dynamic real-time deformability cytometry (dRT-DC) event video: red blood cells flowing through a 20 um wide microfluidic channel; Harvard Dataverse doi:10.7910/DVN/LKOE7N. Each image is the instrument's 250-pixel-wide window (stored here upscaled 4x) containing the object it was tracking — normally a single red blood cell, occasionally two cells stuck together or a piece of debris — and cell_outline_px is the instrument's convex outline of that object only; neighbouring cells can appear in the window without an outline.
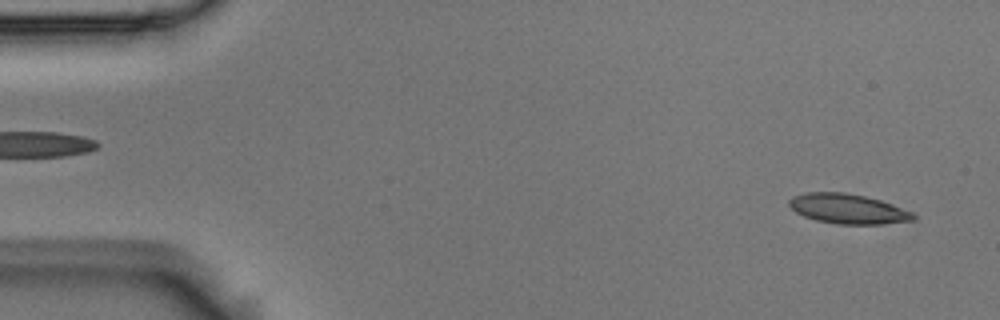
{"species": "Egyptian fruit bat (a non-hibernating species)", "species_latin": "Rousettus aegyptiacus", "temperature_condition": "room temperature", "stored_images_in_passage": 53, "camera_frame_rate_fps": 3000, "um_per_image_px": 0.085, "animal": {"sex": "male"}, "frame": {"image": 1, "passage_image": 2, "time_ms": 0.333, "image_size_px": [1000, 320], "cell_outline_px": [[916, 216], [912, 220], [884, 224], [836, 224], [816, 220], [804, 216], [796, 212], [788, 204], [788, 200], [792, 196], [804, 192], [844, 192], [864, 196], [880, 200], [892, 204], [912, 212]], "centroid_in_image_um": [72.04, 17.74], "position_along_channel_um": 13.0, "area_um2": 21.56}}
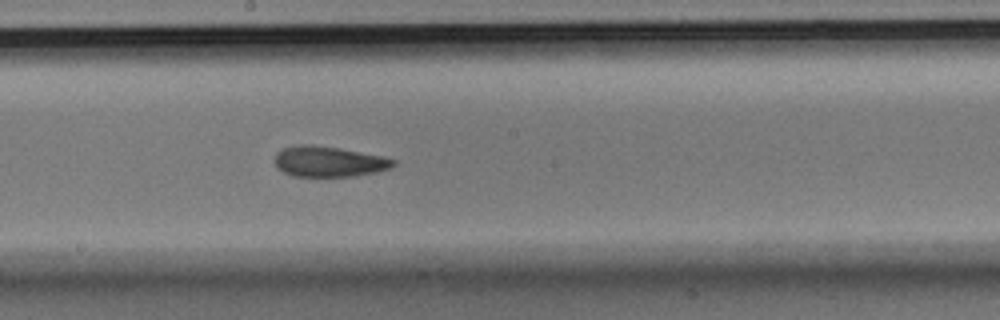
{"frame": {"image": 2, "passage_image": 28, "time_ms": 9.0, "image_size_px": [1000, 320], "cell_outline_px": [[396, 164], [392, 168], [376, 172], [356, 176], [292, 176], [276, 168], [276, 152], [284, 148], [300, 144], [312, 144], [340, 148], [384, 156], [396, 160]], "centroid_in_image_um": [27.99, 13.73], "position_along_channel_um": 220.2, "area_um2": 21.27}}
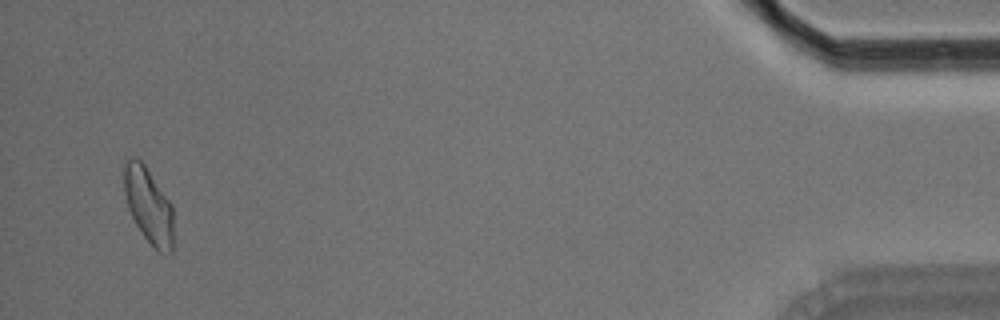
{"frame": {"image": 3, "passage_image": 51, "time_ms": 16.667, "image_size_px": [1000, 320], "cell_outline_px": [[172, 252], [160, 252], [144, 236], [136, 224], [128, 208], [124, 192], [124, 160], [132, 156], [136, 156], [144, 164], [172, 204]], "centroid_in_image_um": [12.6, 17.4], "position_along_channel_um": 422.6, "area_um2": 21.5}, "authors_computed_cell_mechanics": {"area_um2": 21.5016, "velocity_mm_per_s": 3.694, "shape_relaxation_time_tau1_ms": 3.5711, "shape_relaxation_time_tau2_ms": 1.8334, "deformation_change_tau1": 0.1388, "deformation_change_tau2": 0.0917}}